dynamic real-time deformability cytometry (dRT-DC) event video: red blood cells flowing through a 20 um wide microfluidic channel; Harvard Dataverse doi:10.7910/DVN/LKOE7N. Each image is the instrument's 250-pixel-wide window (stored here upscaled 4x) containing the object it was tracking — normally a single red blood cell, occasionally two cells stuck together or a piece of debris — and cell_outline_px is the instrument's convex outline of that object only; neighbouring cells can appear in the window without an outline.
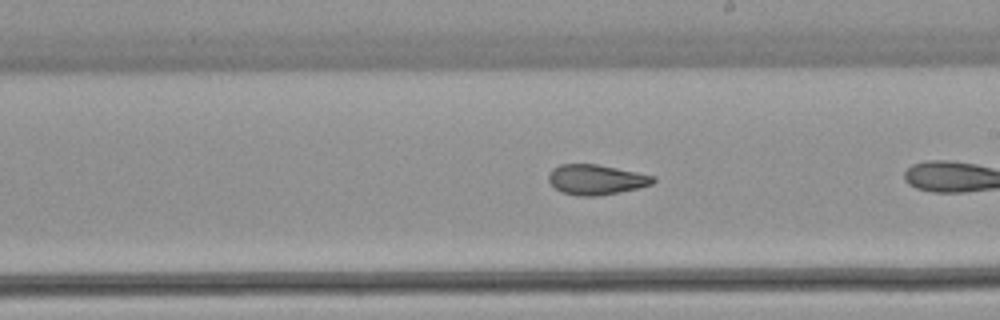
{"species": "common noctule bat (a hibernating species)", "species_latin": "Nyctalus noctula", "temperature_condition": "warm", "stored_images_in_passage": 38, "camera_frame_rate_fps": 3000, "um_per_image_px": 0.085, "animal": {"sex": "female", "body_mass_g": 22.7, "forearm_length_mm": 54.2}, "frame": {"image": 1, "passage_image": 27, "time_ms": 8.667, "image_size_px": [1000, 320], "cell_outline_px": [[656, 180], [652, 184], [640, 188], [620, 192], [596, 196], [576, 196], [560, 192], [548, 180], [548, 172], [552, 168], [560, 164], [596, 164], [656, 176]], "centroid_in_image_um": [50.66, 15.27], "position_along_channel_um": 238.3, "area_um2": 18.5}}